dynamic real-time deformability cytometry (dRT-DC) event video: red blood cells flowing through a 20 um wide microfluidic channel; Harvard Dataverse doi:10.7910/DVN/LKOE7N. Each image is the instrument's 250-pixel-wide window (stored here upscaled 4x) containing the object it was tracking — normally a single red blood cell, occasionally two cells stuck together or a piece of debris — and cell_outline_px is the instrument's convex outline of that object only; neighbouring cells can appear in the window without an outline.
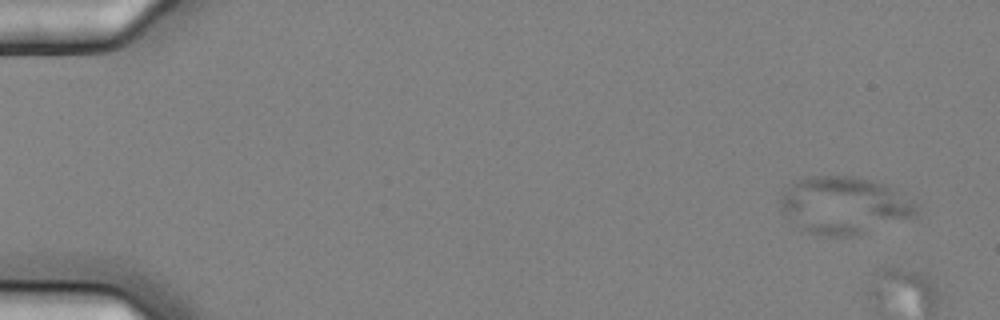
{"species": "common noctule bat (a hibernating species)", "species_latin": "Nyctalus noctula", "temperature_condition": "cold", "stored_images_in_passage": 5, "camera_frame_rate_fps": 3000, "um_per_image_px": 0.085, "animal": {"sex": "female", "body_mass_g": 25.1}, "frame": {"image": 1, "passage_image": 1, "time_ms": 0.0, "image_size_px": [1000, 320], "cell_outline_px": [[920, 208], [916, 216], [860, 236], [816, 236], [800, 228], [788, 220], [780, 208], [780, 200], [784, 192], [792, 180], [812, 176], [852, 176], [872, 180], [896, 188], [916, 204]], "centroid_in_image_um": [71.77, 17.47], "position_along_channel_um": 13.2, "area_um2": 46.3}}
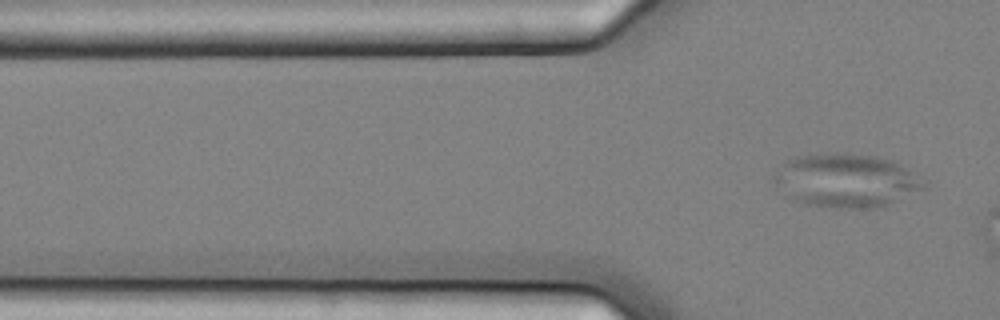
{"frame": {"image": 2, "passage_image": 5, "time_ms": 1.333, "image_size_px": [1000, 320], "cell_outline_px": [[924, 184], [920, 188], [888, 204], [872, 208], [840, 208], [804, 204], [796, 200], [776, 184], [772, 176], [780, 164], [784, 160], [796, 156], [820, 152], [836, 152], [876, 156], [892, 160]], "centroid_in_image_um": [71.77, 15.31], "position_along_channel_um": 54.0, "area_um2": 45.78}}